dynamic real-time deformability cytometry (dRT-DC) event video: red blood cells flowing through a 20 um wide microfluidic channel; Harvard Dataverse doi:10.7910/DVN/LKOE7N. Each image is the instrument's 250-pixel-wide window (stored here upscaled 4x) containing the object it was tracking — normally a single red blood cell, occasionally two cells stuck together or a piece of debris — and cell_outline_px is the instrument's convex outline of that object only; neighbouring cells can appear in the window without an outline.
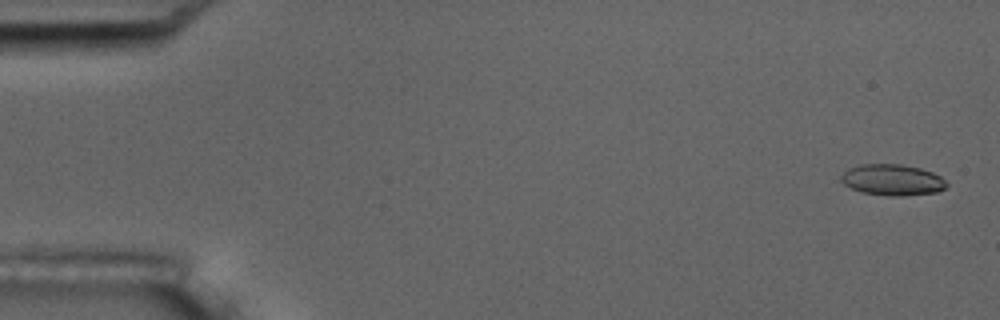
{"species": "common noctule bat (a hibernating species)", "species_latin": "Nyctalus noctula", "temperature_condition": "room temperature", "stored_images_in_passage": 5, "camera_frame_rate_fps": 3000, "um_per_image_px": 0.085, "animal": {"sex": "male", "body_mass_g": 17.5, "forearm_length_mm": 52.3}, "frame": {"image": 1, "passage_image": 1, "time_ms": 0.0, "image_size_px": [1000, 320], "cell_outline_px": [[948, 184], [944, 188], [936, 192], [904, 196], [888, 196], [860, 192], [844, 184], [840, 180], [840, 176], [848, 168], [860, 164], [900, 164], [920, 168], [932, 172], [940, 176]], "centroid_in_image_um": [75.82, 15.29], "position_along_channel_um": 9.2, "area_um2": 19.19}}